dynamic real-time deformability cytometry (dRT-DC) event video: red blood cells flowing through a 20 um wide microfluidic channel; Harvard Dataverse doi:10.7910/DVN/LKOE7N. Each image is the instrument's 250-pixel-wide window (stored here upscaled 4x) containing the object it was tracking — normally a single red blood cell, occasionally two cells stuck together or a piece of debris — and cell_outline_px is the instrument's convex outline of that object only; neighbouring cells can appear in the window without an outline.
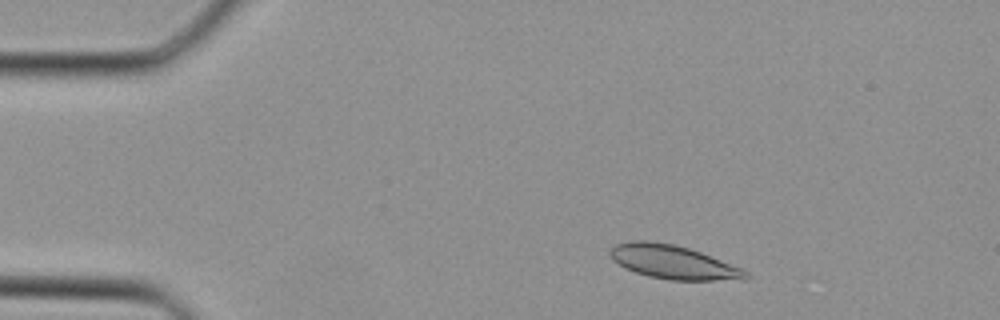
{"species": "Egyptian fruit bat (a non-hibernating species)", "species_latin": "Rousettus aegyptiacus", "temperature_condition": "cold", "stored_images_in_passage": 27, "camera_frame_rate_fps": 3000, "um_per_image_px": 0.085, "animal": {"sex": "female"}, "frame": {"image": 1, "passage_image": 5, "time_ms": 1.333, "image_size_px": [1000, 320], "cell_outline_px": [[748, 276], [744, 280], [672, 280], [648, 276], [636, 272], [612, 260], [608, 252], [616, 244], [632, 240], [648, 240], [672, 244], [688, 248], [700, 252], [744, 268], [748, 272]], "centroid_in_image_um": [57.25, 22.28], "position_along_channel_um": 27.8, "area_um2": 26.59}}
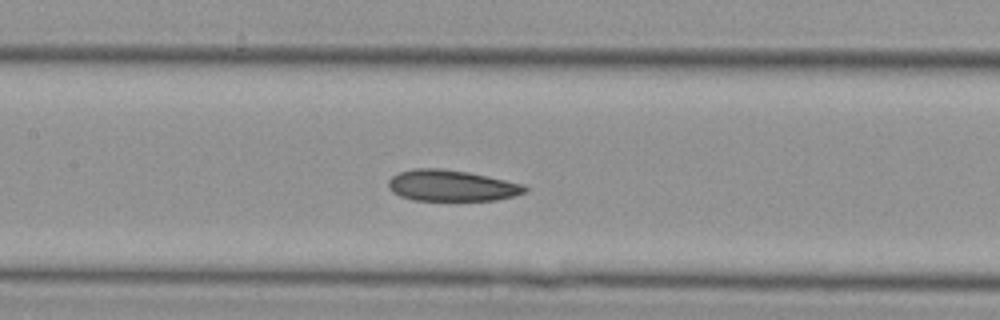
{"frame": {"image": 2, "passage_image": 17, "time_ms": 5.333, "image_size_px": [1000, 320], "cell_outline_px": [[528, 192], [516, 196], [496, 200], [412, 200], [400, 196], [392, 192], [388, 188], [388, 180], [392, 176], [400, 172], [416, 168], [440, 168], [468, 172], [504, 180], [520, 184], [528, 188]], "centroid_in_image_um": [38.36, 15.78], "position_along_channel_um": 169.0, "area_um2": 24.74}}
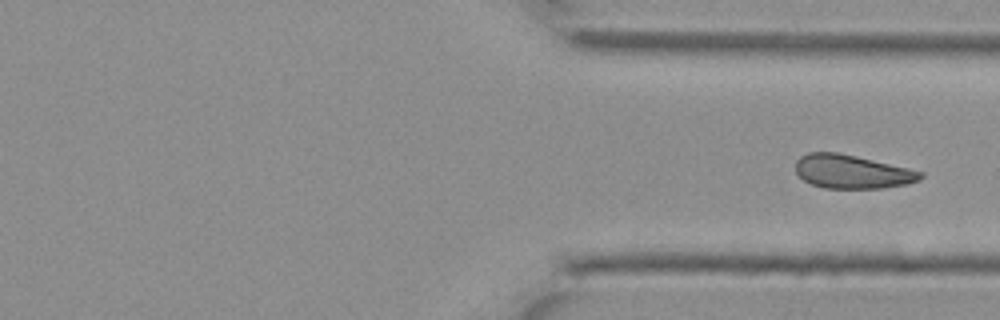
{"frame": {"image": 3, "passage_image": 27, "time_ms": 8.667, "image_size_px": [1000, 320], "cell_outline_px": [[924, 176], [920, 180], [908, 184], [884, 188], [824, 188], [812, 184], [804, 180], [796, 172], [796, 160], [800, 156], [808, 152], [836, 152], [856, 156], [908, 168], [924, 172]], "centroid_in_image_um": [72.44, 14.59], "position_along_channel_um": 339.0, "area_um2": 24.51}}